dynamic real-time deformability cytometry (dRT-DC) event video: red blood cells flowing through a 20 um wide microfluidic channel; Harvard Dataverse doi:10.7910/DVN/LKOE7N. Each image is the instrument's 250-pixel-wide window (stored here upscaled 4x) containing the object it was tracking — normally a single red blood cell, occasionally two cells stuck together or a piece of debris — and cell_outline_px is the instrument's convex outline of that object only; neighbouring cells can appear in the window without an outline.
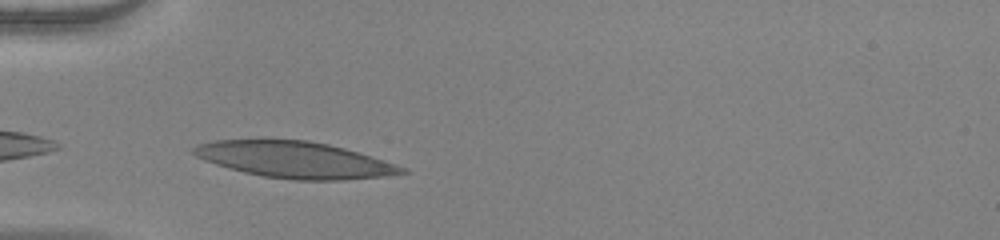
{"species": "human", "species_latin": "Homo sapiens", "temperature_condition": "warm", "stored_images_in_passage": 33, "camera_frame_rate_fps": 3000, "um_per_image_px": 0.085, "donor": {"sex": "female"}, "frame": {"image": 1, "passage_image": 1, "time_ms": 0.0, "image_size_px": [1000, 240], "cell_outline_px": [[408, 172], [388, 176], [344, 180], [296, 180], [264, 176], [244, 172], [228, 168], [204, 160], [196, 156], [192, 152], [192, 148], [196, 144], [216, 140], [264, 136], [308, 140], [328, 144], [344, 148], [396, 164], [408, 168]], "centroid_in_image_um": [24.98, 13.53], "position_along_channel_um": 60.0, "area_um2": 45.26}}
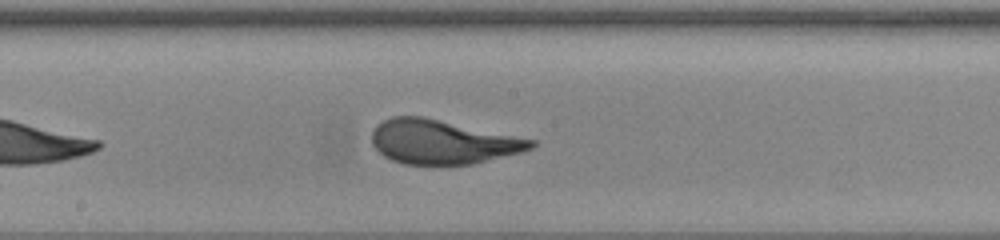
{"frame": {"image": 2, "passage_image": 13, "time_ms": 4.0, "image_size_px": [1000, 240], "cell_outline_px": [[536, 144], [532, 148], [520, 152], [472, 164], [404, 164], [392, 160], [384, 156], [372, 144], [372, 128], [376, 124], [392, 116], [424, 116], [536, 140]], "centroid_in_image_um": [37.58, 12.04], "position_along_channel_um": 210.6, "area_um2": 40.86}}
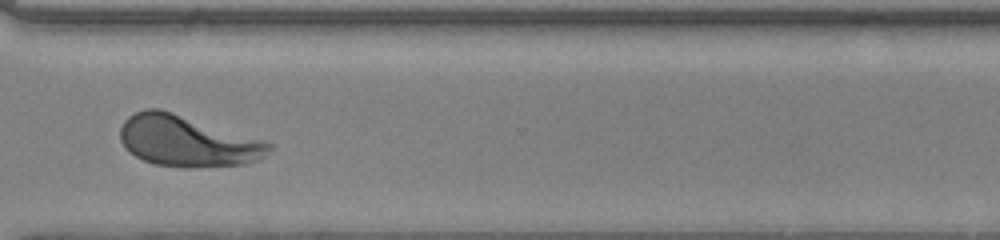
{"frame": {"image": 3, "passage_image": 24, "time_ms": 7.667, "image_size_px": [1000, 240], "cell_outline_px": [[272, 148], [260, 160], [244, 164], [156, 164], [144, 160], [128, 152], [124, 148], [120, 140], [120, 128], [124, 120], [128, 116], [144, 108], [160, 108], [260, 140], [272, 144]], "centroid_in_image_um": [15.83, 11.94], "position_along_channel_um": 354.8, "area_um2": 42.6}, "authors_computed_cell_mechanics": {"area_um2": 41.2114, "velocity_mm_per_s": 3.9241, "shape_relaxation_time_tau1_ms": 3.3889, "shape_relaxation_time_tau2_ms": null, "deformation_change_tau1": 0.1973, "deformation_change_tau2": null}}